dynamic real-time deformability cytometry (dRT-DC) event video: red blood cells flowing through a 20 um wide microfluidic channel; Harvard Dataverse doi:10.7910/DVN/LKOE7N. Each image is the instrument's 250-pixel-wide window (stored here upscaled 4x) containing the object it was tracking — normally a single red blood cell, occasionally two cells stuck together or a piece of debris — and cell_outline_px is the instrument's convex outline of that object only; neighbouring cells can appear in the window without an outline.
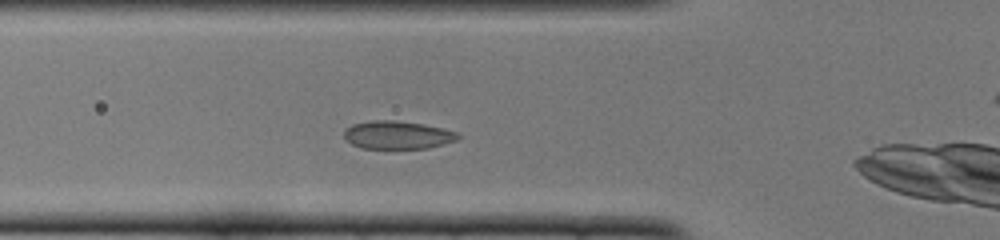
{"species": "common noctule bat (a hibernating species)", "species_latin": "Nyctalus noctula", "temperature_condition": "cold", "stored_images_in_passage": 33, "camera_frame_rate_fps": 3000, "um_per_image_px": 0.085, "animal": {"sex": "female", "body_mass_g": 22.0, "forearm_length_mm": 56.7}, "frame": {"image": 1, "passage_image": 8, "time_ms": 2.333, "image_size_px": [1000, 240], "cell_outline_px": [[460, 136], [456, 140], [444, 144], [428, 148], [360, 148], [344, 140], [344, 132], [352, 124], [372, 120], [392, 120], [424, 124], [444, 128], [460, 132]], "centroid_in_image_um": [33.81, 11.47], "position_along_channel_um": 92.0, "area_um2": 18.73}}
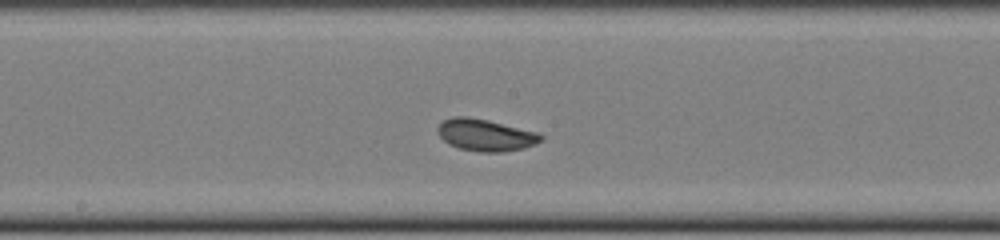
{"frame": {"image": 2, "passage_image": 17, "time_ms": 5.333, "image_size_px": [1000, 240], "cell_outline_px": [[544, 140], [536, 144], [524, 148], [500, 152], [480, 152], [460, 148], [448, 144], [436, 132], [436, 128], [444, 120], [452, 116], [468, 116], [488, 120], [540, 132], [544, 136]], "centroid_in_image_um": [41.3, 11.47], "position_along_channel_um": 206.9, "area_um2": 19.48}}
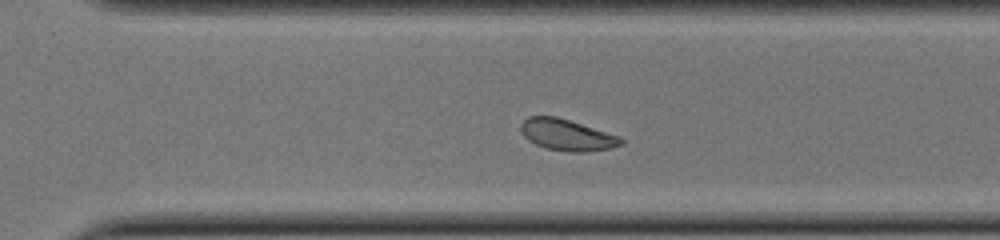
{"frame": {"image": 3, "passage_image": 26, "time_ms": 8.333, "image_size_px": [1000, 240], "cell_outline_px": [[624, 144], [612, 148], [588, 152], [568, 152], [544, 148], [528, 140], [524, 136], [520, 128], [520, 124], [528, 116], [556, 116], [620, 136], [624, 140]], "centroid_in_image_um": [48.21, 11.48], "position_along_channel_um": 322.4, "area_um2": 18.44}, "authors_computed_cell_mechanics": {"area_um2": 18.9006, "velocity_mm_per_s": 3.8363, "shape_relaxation_time_tau1_ms": 3.6569, "shape_relaxation_time_tau2_ms": 0.5751, "deformation_change_tau1": 0.1063, "deformation_change_tau2": 0.0299}}